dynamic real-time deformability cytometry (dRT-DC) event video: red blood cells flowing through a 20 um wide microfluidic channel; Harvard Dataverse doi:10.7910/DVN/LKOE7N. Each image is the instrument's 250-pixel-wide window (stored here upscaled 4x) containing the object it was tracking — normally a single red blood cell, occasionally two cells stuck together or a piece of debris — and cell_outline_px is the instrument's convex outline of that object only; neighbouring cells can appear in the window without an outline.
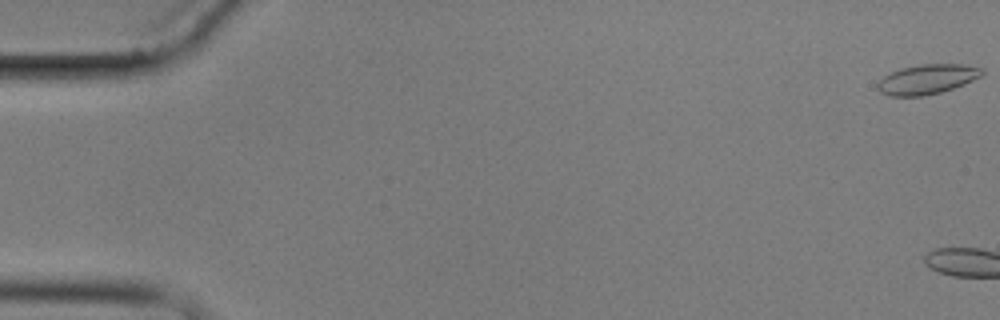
{"species": "common noctule bat (a hibernating species)", "species_latin": "Nyctalus noctula", "temperature_condition": "cold", "stored_images_in_passage": 4, "camera_frame_rate_fps": 3000, "um_per_image_px": 0.085, "animal": {"sex": "male", "body_mass_g": 17.9}, "frame": {"image": 1, "passage_image": 1, "time_ms": 0.0, "image_size_px": [1000, 320], "cell_outline_px": [[984, 72], [980, 76], [964, 84], [940, 92], [924, 96], [888, 96], [880, 92], [876, 84], [884, 76], [900, 68], [920, 64], [960, 64], [984, 68]], "centroid_in_image_um": [78.79, 6.73], "position_along_channel_um": 6.2, "area_um2": 18.03}}